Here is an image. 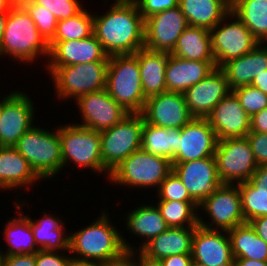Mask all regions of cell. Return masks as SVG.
I'll use <instances>...</instances> for the list:
<instances>
[{
  "mask_svg": "<svg viewBox=\"0 0 267 266\" xmlns=\"http://www.w3.org/2000/svg\"><path fill=\"white\" fill-rule=\"evenodd\" d=\"M93 15V35L108 56L135 54L144 48L145 22L136 3H114Z\"/></svg>",
  "mask_w": 267,
  "mask_h": 266,
  "instance_id": "obj_1",
  "label": "cell"
},
{
  "mask_svg": "<svg viewBox=\"0 0 267 266\" xmlns=\"http://www.w3.org/2000/svg\"><path fill=\"white\" fill-rule=\"evenodd\" d=\"M104 212L90 225L69 233L67 253L78 259L106 263L120 259L126 252L134 251L135 246L132 247L114 227L108 211Z\"/></svg>",
  "mask_w": 267,
  "mask_h": 266,
  "instance_id": "obj_2",
  "label": "cell"
},
{
  "mask_svg": "<svg viewBox=\"0 0 267 266\" xmlns=\"http://www.w3.org/2000/svg\"><path fill=\"white\" fill-rule=\"evenodd\" d=\"M49 44L37 30L26 9L17 2L9 11L2 40L0 57L12 56L15 61L32 63L40 55L49 57Z\"/></svg>",
  "mask_w": 267,
  "mask_h": 266,
  "instance_id": "obj_3",
  "label": "cell"
},
{
  "mask_svg": "<svg viewBox=\"0 0 267 266\" xmlns=\"http://www.w3.org/2000/svg\"><path fill=\"white\" fill-rule=\"evenodd\" d=\"M106 90L128 113L142 112L146 98L138 58L134 54L109 56Z\"/></svg>",
  "mask_w": 267,
  "mask_h": 266,
  "instance_id": "obj_4",
  "label": "cell"
},
{
  "mask_svg": "<svg viewBox=\"0 0 267 266\" xmlns=\"http://www.w3.org/2000/svg\"><path fill=\"white\" fill-rule=\"evenodd\" d=\"M56 128L52 132L33 126L14 146L42 181L55 177L63 169L59 127Z\"/></svg>",
  "mask_w": 267,
  "mask_h": 266,
  "instance_id": "obj_5",
  "label": "cell"
},
{
  "mask_svg": "<svg viewBox=\"0 0 267 266\" xmlns=\"http://www.w3.org/2000/svg\"><path fill=\"white\" fill-rule=\"evenodd\" d=\"M59 136L63 168L72 162L76 167L105 173L109 179L111 172L103 165L101 157L100 132L70 123L60 125Z\"/></svg>",
  "mask_w": 267,
  "mask_h": 266,
  "instance_id": "obj_6",
  "label": "cell"
},
{
  "mask_svg": "<svg viewBox=\"0 0 267 266\" xmlns=\"http://www.w3.org/2000/svg\"><path fill=\"white\" fill-rule=\"evenodd\" d=\"M172 172L169 159L139 149L123 160L111 171V183L127 187L153 188L158 190L161 183Z\"/></svg>",
  "mask_w": 267,
  "mask_h": 266,
  "instance_id": "obj_7",
  "label": "cell"
},
{
  "mask_svg": "<svg viewBox=\"0 0 267 266\" xmlns=\"http://www.w3.org/2000/svg\"><path fill=\"white\" fill-rule=\"evenodd\" d=\"M108 61H96L57 67L51 74L58 99H78L106 88ZM68 98V99H67Z\"/></svg>",
  "mask_w": 267,
  "mask_h": 266,
  "instance_id": "obj_8",
  "label": "cell"
},
{
  "mask_svg": "<svg viewBox=\"0 0 267 266\" xmlns=\"http://www.w3.org/2000/svg\"><path fill=\"white\" fill-rule=\"evenodd\" d=\"M143 123L141 113H129L118 124L100 132L102 162L110 172L141 149Z\"/></svg>",
  "mask_w": 267,
  "mask_h": 266,
  "instance_id": "obj_9",
  "label": "cell"
},
{
  "mask_svg": "<svg viewBox=\"0 0 267 266\" xmlns=\"http://www.w3.org/2000/svg\"><path fill=\"white\" fill-rule=\"evenodd\" d=\"M209 32L214 60L218 68L247 54L260 43L247 26L231 11Z\"/></svg>",
  "mask_w": 267,
  "mask_h": 266,
  "instance_id": "obj_10",
  "label": "cell"
},
{
  "mask_svg": "<svg viewBox=\"0 0 267 266\" xmlns=\"http://www.w3.org/2000/svg\"><path fill=\"white\" fill-rule=\"evenodd\" d=\"M214 156L222 183L249 181L258 168L247 137L218 140Z\"/></svg>",
  "mask_w": 267,
  "mask_h": 266,
  "instance_id": "obj_11",
  "label": "cell"
},
{
  "mask_svg": "<svg viewBox=\"0 0 267 266\" xmlns=\"http://www.w3.org/2000/svg\"><path fill=\"white\" fill-rule=\"evenodd\" d=\"M210 222H205L199 214V225L211 230L228 231L246 223L242 212L238 184L222 183L200 205Z\"/></svg>",
  "mask_w": 267,
  "mask_h": 266,
  "instance_id": "obj_12",
  "label": "cell"
},
{
  "mask_svg": "<svg viewBox=\"0 0 267 266\" xmlns=\"http://www.w3.org/2000/svg\"><path fill=\"white\" fill-rule=\"evenodd\" d=\"M23 91H12L3 98L0 112V146H15L34 125L35 107Z\"/></svg>",
  "mask_w": 267,
  "mask_h": 266,
  "instance_id": "obj_13",
  "label": "cell"
},
{
  "mask_svg": "<svg viewBox=\"0 0 267 266\" xmlns=\"http://www.w3.org/2000/svg\"><path fill=\"white\" fill-rule=\"evenodd\" d=\"M82 124L75 125L103 132L118 124L127 114L107 92L106 88L80 96L75 100Z\"/></svg>",
  "mask_w": 267,
  "mask_h": 266,
  "instance_id": "obj_14",
  "label": "cell"
},
{
  "mask_svg": "<svg viewBox=\"0 0 267 266\" xmlns=\"http://www.w3.org/2000/svg\"><path fill=\"white\" fill-rule=\"evenodd\" d=\"M172 171L198 205L222 184L218 176L215 156L172 163Z\"/></svg>",
  "mask_w": 267,
  "mask_h": 266,
  "instance_id": "obj_15",
  "label": "cell"
},
{
  "mask_svg": "<svg viewBox=\"0 0 267 266\" xmlns=\"http://www.w3.org/2000/svg\"><path fill=\"white\" fill-rule=\"evenodd\" d=\"M144 48L171 53L189 26L179 7L155 14L145 21Z\"/></svg>",
  "mask_w": 267,
  "mask_h": 266,
  "instance_id": "obj_16",
  "label": "cell"
},
{
  "mask_svg": "<svg viewBox=\"0 0 267 266\" xmlns=\"http://www.w3.org/2000/svg\"><path fill=\"white\" fill-rule=\"evenodd\" d=\"M141 114L145 122L163 128H182L194 118L183 93L169 91L147 98Z\"/></svg>",
  "mask_w": 267,
  "mask_h": 266,
  "instance_id": "obj_17",
  "label": "cell"
},
{
  "mask_svg": "<svg viewBox=\"0 0 267 266\" xmlns=\"http://www.w3.org/2000/svg\"><path fill=\"white\" fill-rule=\"evenodd\" d=\"M193 262L202 266H233L234 257L227 231L198 225L192 237Z\"/></svg>",
  "mask_w": 267,
  "mask_h": 266,
  "instance_id": "obj_18",
  "label": "cell"
},
{
  "mask_svg": "<svg viewBox=\"0 0 267 266\" xmlns=\"http://www.w3.org/2000/svg\"><path fill=\"white\" fill-rule=\"evenodd\" d=\"M232 90L221 68L187 89L183 95L189 112L194 118H206L212 109Z\"/></svg>",
  "mask_w": 267,
  "mask_h": 266,
  "instance_id": "obj_19",
  "label": "cell"
},
{
  "mask_svg": "<svg viewBox=\"0 0 267 266\" xmlns=\"http://www.w3.org/2000/svg\"><path fill=\"white\" fill-rule=\"evenodd\" d=\"M180 137L179 152L171 163H183L214 156L218 140L206 118H193L181 128Z\"/></svg>",
  "mask_w": 267,
  "mask_h": 266,
  "instance_id": "obj_20",
  "label": "cell"
},
{
  "mask_svg": "<svg viewBox=\"0 0 267 266\" xmlns=\"http://www.w3.org/2000/svg\"><path fill=\"white\" fill-rule=\"evenodd\" d=\"M206 119L215 131L217 140L246 137L250 132L251 117L232 91L212 109Z\"/></svg>",
  "mask_w": 267,
  "mask_h": 266,
  "instance_id": "obj_21",
  "label": "cell"
},
{
  "mask_svg": "<svg viewBox=\"0 0 267 266\" xmlns=\"http://www.w3.org/2000/svg\"><path fill=\"white\" fill-rule=\"evenodd\" d=\"M49 57L47 70L50 74L60 66L109 61V56L94 35L80 40L58 42L50 50Z\"/></svg>",
  "mask_w": 267,
  "mask_h": 266,
  "instance_id": "obj_22",
  "label": "cell"
},
{
  "mask_svg": "<svg viewBox=\"0 0 267 266\" xmlns=\"http://www.w3.org/2000/svg\"><path fill=\"white\" fill-rule=\"evenodd\" d=\"M216 67L215 61H191L170 54L165 76L167 91L184 93Z\"/></svg>",
  "mask_w": 267,
  "mask_h": 266,
  "instance_id": "obj_23",
  "label": "cell"
},
{
  "mask_svg": "<svg viewBox=\"0 0 267 266\" xmlns=\"http://www.w3.org/2000/svg\"><path fill=\"white\" fill-rule=\"evenodd\" d=\"M42 181L14 146H0V190L22 189Z\"/></svg>",
  "mask_w": 267,
  "mask_h": 266,
  "instance_id": "obj_24",
  "label": "cell"
},
{
  "mask_svg": "<svg viewBox=\"0 0 267 266\" xmlns=\"http://www.w3.org/2000/svg\"><path fill=\"white\" fill-rule=\"evenodd\" d=\"M259 43L253 50L225 63V73L231 90L250 85L253 79L267 70V43Z\"/></svg>",
  "mask_w": 267,
  "mask_h": 266,
  "instance_id": "obj_25",
  "label": "cell"
},
{
  "mask_svg": "<svg viewBox=\"0 0 267 266\" xmlns=\"http://www.w3.org/2000/svg\"><path fill=\"white\" fill-rule=\"evenodd\" d=\"M196 227L172 228L147 242L139 252L145 257L158 260L179 254H191L192 237Z\"/></svg>",
  "mask_w": 267,
  "mask_h": 266,
  "instance_id": "obj_26",
  "label": "cell"
},
{
  "mask_svg": "<svg viewBox=\"0 0 267 266\" xmlns=\"http://www.w3.org/2000/svg\"><path fill=\"white\" fill-rule=\"evenodd\" d=\"M134 55L138 58L145 98L166 92V65L170 53L141 48Z\"/></svg>",
  "mask_w": 267,
  "mask_h": 266,
  "instance_id": "obj_27",
  "label": "cell"
},
{
  "mask_svg": "<svg viewBox=\"0 0 267 266\" xmlns=\"http://www.w3.org/2000/svg\"><path fill=\"white\" fill-rule=\"evenodd\" d=\"M125 218L127 230L143 238L140 239L142 241L139 242V249L135 248V251H139L147 242L169 228L155 204L140 205L129 211Z\"/></svg>",
  "mask_w": 267,
  "mask_h": 266,
  "instance_id": "obj_28",
  "label": "cell"
},
{
  "mask_svg": "<svg viewBox=\"0 0 267 266\" xmlns=\"http://www.w3.org/2000/svg\"><path fill=\"white\" fill-rule=\"evenodd\" d=\"M43 215L37 221L30 217L34 240L39 250L52 252L69 251L70 234L64 233L63 220L47 213V211Z\"/></svg>",
  "mask_w": 267,
  "mask_h": 266,
  "instance_id": "obj_29",
  "label": "cell"
},
{
  "mask_svg": "<svg viewBox=\"0 0 267 266\" xmlns=\"http://www.w3.org/2000/svg\"><path fill=\"white\" fill-rule=\"evenodd\" d=\"M170 54L191 61H215L209 29L189 25Z\"/></svg>",
  "mask_w": 267,
  "mask_h": 266,
  "instance_id": "obj_30",
  "label": "cell"
},
{
  "mask_svg": "<svg viewBox=\"0 0 267 266\" xmlns=\"http://www.w3.org/2000/svg\"><path fill=\"white\" fill-rule=\"evenodd\" d=\"M178 7L188 25L212 29L230 11L224 0H179Z\"/></svg>",
  "mask_w": 267,
  "mask_h": 266,
  "instance_id": "obj_31",
  "label": "cell"
},
{
  "mask_svg": "<svg viewBox=\"0 0 267 266\" xmlns=\"http://www.w3.org/2000/svg\"><path fill=\"white\" fill-rule=\"evenodd\" d=\"M181 128H163L144 121L141 149L172 161L179 152Z\"/></svg>",
  "mask_w": 267,
  "mask_h": 266,
  "instance_id": "obj_32",
  "label": "cell"
},
{
  "mask_svg": "<svg viewBox=\"0 0 267 266\" xmlns=\"http://www.w3.org/2000/svg\"><path fill=\"white\" fill-rule=\"evenodd\" d=\"M17 214H19L18 217L15 216L5 223L6 228L3 230V234L8 244L5 253L0 250L1 255L31 254L39 250L34 240L30 218L22 211Z\"/></svg>",
  "mask_w": 267,
  "mask_h": 266,
  "instance_id": "obj_33",
  "label": "cell"
},
{
  "mask_svg": "<svg viewBox=\"0 0 267 266\" xmlns=\"http://www.w3.org/2000/svg\"><path fill=\"white\" fill-rule=\"evenodd\" d=\"M227 233L234 258L267 261V243L256 234L249 223L236 226Z\"/></svg>",
  "mask_w": 267,
  "mask_h": 266,
  "instance_id": "obj_34",
  "label": "cell"
},
{
  "mask_svg": "<svg viewBox=\"0 0 267 266\" xmlns=\"http://www.w3.org/2000/svg\"><path fill=\"white\" fill-rule=\"evenodd\" d=\"M234 13L260 43L267 42V0H237Z\"/></svg>",
  "mask_w": 267,
  "mask_h": 266,
  "instance_id": "obj_35",
  "label": "cell"
},
{
  "mask_svg": "<svg viewBox=\"0 0 267 266\" xmlns=\"http://www.w3.org/2000/svg\"><path fill=\"white\" fill-rule=\"evenodd\" d=\"M155 204L168 227L184 228L199 225V205L196 202L157 200Z\"/></svg>",
  "mask_w": 267,
  "mask_h": 266,
  "instance_id": "obj_36",
  "label": "cell"
},
{
  "mask_svg": "<svg viewBox=\"0 0 267 266\" xmlns=\"http://www.w3.org/2000/svg\"><path fill=\"white\" fill-rule=\"evenodd\" d=\"M93 15L83 8L76 15L58 21L55 35L48 42L49 49L61 41L80 40L93 35Z\"/></svg>",
  "mask_w": 267,
  "mask_h": 266,
  "instance_id": "obj_37",
  "label": "cell"
},
{
  "mask_svg": "<svg viewBox=\"0 0 267 266\" xmlns=\"http://www.w3.org/2000/svg\"><path fill=\"white\" fill-rule=\"evenodd\" d=\"M238 189L241 196L242 212L246 223L254 218L267 216L266 190H256L249 181L238 183Z\"/></svg>",
  "mask_w": 267,
  "mask_h": 266,
  "instance_id": "obj_38",
  "label": "cell"
},
{
  "mask_svg": "<svg viewBox=\"0 0 267 266\" xmlns=\"http://www.w3.org/2000/svg\"><path fill=\"white\" fill-rule=\"evenodd\" d=\"M29 13L36 24L37 30L49 42L55 35L58 20L44 6L36 4L33 0L18 1Z\"/></svg>",
  "mask_w": 267,
  "mask_h": 266,
  "instance_id": "obj_39",
  "label": "cell"
},
{
  "mask_svg": "<svg viewBox=\"0 0 267 266\" xmlns=\"http://www.w3.org/2000/svg\"><path fill=\"white\" fill-rule=\"evenodd\" d=\"M232 92L250 117L267 107V95L252 85L237 87Z\"/></svg>",
  "mask_w": 267,
  "mask_h": 266,
  "instance_id": "obj_40",
  "label": "cell"
},
{
  "mask_svg": "<svg viewBox=\"0 0 267 266\" xmlns=\"http://www.w3.org/2000/svg\"><path fill=\"white\" fill-rule=\"evenodd\" d=\"M156 193L159 200L195 202L188 194L186 187L173 171L161 183Z\"/></svg>",
  "mask_w": 267,
  "mask_h": 266,
  "instance_id": "obj_41",
  "label": "cell"
},
{
  "mask_svg": "<svg viewBox=\"0 0 267 266\" xmlns=\"http://www.w3.org/2000/svg\"><path fill=\"white\" fill-rule=\"evenodd\" d=\"M44 6L58 21L68 19L79 13L84 7L79 0H33Z\"/></svg>",
  "mask_w": 267,
  "mask_h": 266,
  "instance_id": "obj_42",
  "label": "cell"
},
{
  "mask_svg": "<svg viewBox=\"0 0 267 266\" xmlns=\"http://www.w3.org/2000/svg\"><path fill=\"white\" fill-rule=\"evenodd\" d=\"M179 0H138L136 5L144 21L165 10L178 7Z\"/></svg>",
  "mask_w": 267,
  "mask_h": 266,
  "instance_id": "obj_43",
  "label": "cell"
},
{
  "mask_svg": "<svg viewBox=\"0 0 267 266\" xmlns=\"http://www.w3.org/2000/svg\"><path fill=\"white\" fill-rule=\"evenodd\" d=\"M246 137L258 166L267 165V133L250 131Z\"/></svg>",
  "mask_w": 267,
  "mask_h": 266,
  "instance_id": "obj_44",
  "label": "cell"
},
{
  "mask_svg": "<svg viewBox=\"0 0 267 266\" xmlns=\"http://www.w3.org/2000/svg\"><path fill=\"white\" fill-rule=\"evenodd\" d=\"M70 254L65 255L61 252L38 250L35 253L36 266H68Z\"/></svg>",
  "mask_w": 267,
  "mask_h": 266,
  "instance_id": "obj_45",
  "label": "cell"
},
{
  "mask_svg": "<svg viewBox=\"0 0 267 266\" xmlns=\"http://www.w3.org/2000/svg\"><path fill=\"white\" fill-rule=\"evenodd\" d=\"M0 266H36L35 253L13 256L1 255Z\"/></svg>",
  "mask_w": 267,
  "mask_h": 266,
  "instance_id": "obj_46",
  "label": "cell"
},
{
  "mask_svg": "<svg viewBox=\"0 0 267 266\" xmlns=\"http://www.w3.org/2000/svg\"><path fill=\"white\" fill-rule=\"evenodd\" d=\"M250 131L267 133V107L251 117Z\"/></svg>",
  "mask_w": 267,
  "mask_h": 266,
  "instance_id": "obj_47",
  "label": "cell"
},
{
  "mask_svg": "<svg viewBox=\"0 0 267 266\" xmlns=\"http://www.w3.org/2000/svg\"><path fill=\"white\" fill-rule=\"evenodd\" d=\"M249 182L256 190L267 191V165L258 166Z\"/></svg>",
  "mask_w": 267,
  "mask_h": 266,
  "instance_id": "obj_48",
  "label": "cell"
},
{
  "mask_svg": "<svg viewBox=\"0 0 267 266\" xmlns=\"http://www.w3.org/2000/svg\"><path fill=\"white\" fill-rule=\"evenodd\" d=\"M192 262L191 254L172 255L160 260L162 266H190Z\"/></svg>",
  "mask_w": 267,
  "mask_h": 266,
  "instance_id": "obj_49",
  "label": "cell"
},
{
  "mask_svg": "<svg viewBox=\"0 0 267 266\" xmlns=\"http://www.w3.org/2000/svg\"><path fill=\"white\" fill-rule=\"evenodd\" d=\"M256 234L267 243V216L257 217L248 222Z\"/></svg>",
  "mask_w": 267,
  "mask_h": 266,
  "instance_id": "obj_50",
  "label": "cell"
},
{
  "mask_svg": "<svg viewBox=\"0 0 267 266\" xmlns=\"http://www.w3.org/2000/svg\"><path fill=\"white\" fill-rule=\"evenodd\" d=\"M103 266H134V251L126 252L120 259L103 263Z\"/></svg>",
  "mask_w": 267,
  "mask_h": 266,
  "instance_id": "obj_51",
  "label": "cell"
},
{
  "mask_svg": "<svg viewBox=\"0 0 267 266\" xmlns=\"http://www.w3.org/2000/svg\"><path fill=\"white\" fill-rule=\"evenodd\" d=\"M136 257L137 259H135ZM134 266H162V264L158 260H152L145 257L139 251L138 253L137 251H134Z\"/></svg>",
  "mask_w": 267,
  "mask_h": 266,
  "instance_id": "obj_52",
  "label": "cell"
},
{
  "mask_svg": "<svg viewBox=\"0 0 267 266\" xmlns=\"http://www.w3.org/2000/svg\"><path fill=\"white\" fill-rule=\"evenodd\" d=\"M267 95V70L263 71L260 75H257L250 84Z\"/></svg>",
  "mask_w": 267,
  "mask_h": 266,
  "instance_id": "obj_53",
  "label": "cell"
},
{
  "mask_svg": "<svg viewBox=\"0 0 267 266\" xmlns=\"http://www.w3.org/2000/svg\"><path fill=\"white\" fill-rule=\"evenodd\" d=\"M233 266H267V261L252 260L248 258H234Z\"/></svg>",
  "mask_w": 267,
  "mask_h": 266,
  "instance_id": "obj_54",
  "label": "cell"
},
{
  "mask_svg": "<svg viewBox=\"0 0 267 266\" xmlns=\"http://www.w3.org/2000/svg\"><path fill=\"white\" fill-rule=\"evenodd\" d=\"M68 266H103V263L70 257Z\"/></svg>",
  "mask_w": 267,
  "mask_h": 266,
  "instance_id": "obj_55",
  "label": "cell"
},
{
  "mask_svg": "<svg viewBox=\"0 0 267 266\" xmlns=\"http://www.w3.org/2000/svg\"><path fill=\"white\" fill-rule=\"evenodd\" d=\"M16 3V0H0V14H8Z\"/></svg>",
  "mask_w": 267,
  "mask_h": 266,
  "instance_id": "obj_56",
  "label": "cell"
},
{
  "mask_svg": "<svg viewBox=\"0 0 267 266\" xmlns=\"http://www.w3.org/2000/svg\"><path fill=\"white\" fill-rule=\"evenodd\" d=\"M7 15L8 14H0V42L2 40L3 33H4V30H5L6 21H7Z\"/></svg>",
  "mask_w": 267,
  "mask_h": 266,
  "instance_id": "obj_57",
  "label": "cell"
},
{
  "mask_svg": "<svg viewBox=\"0 0 267 266\" xmlns=\"http://www.w3.org/2000/svg\"><path fill=\"white\" fill-rule=\"evenodd\" d=\"M114 3H136V0H114Z\"/></svg>",
  "mask_w": 267,
  "mask_h": 266,
  "instance_id": "obj_58",
  "label": "cell"
},
{
  "mask_svg": "<svg viewBox=\"0 0 267 266\" xmlns=\"http://www.w3.org/2000/svg\"><path fill=\"white\" fill-rule=\"evenodd\" d=\"M230 7L237 1V0H224Z\"/></svg>",
  "mask_w": 267,
  "mask_h": 266,
  "instance_id": "obj_59",
  "label": "cell"
},
{
  "mask_svg": "<svg viewBox=\"0 0 267 266\" xmlns=\"http://www.w3.org/2000/svg\"><path fill=\"white\" fill-rule=\"evenodd\" d=\"M2 104H3V97L2 99H0V112H1Z\"/></svg>",
  "mask_w": 267,
  "mask_h": 266,
  "instance_id": "obj_60",
  "label": "cell"
},
{
  "mask_svg": "<svg viewBox=\"0 0 267 266\" xmlns=\"http://www.w3.org/2000/svg\"><path fill=\"white\" fill-rule=\"evenodd\" d=\"M190 266H202V265H199V264H197L195 262H192Z\"/></svg>",
  "mask_w": 267,
  "mask_h": 266,
  "instance_id": "obj_61",
  "label": "cell"
}]
</instances>
